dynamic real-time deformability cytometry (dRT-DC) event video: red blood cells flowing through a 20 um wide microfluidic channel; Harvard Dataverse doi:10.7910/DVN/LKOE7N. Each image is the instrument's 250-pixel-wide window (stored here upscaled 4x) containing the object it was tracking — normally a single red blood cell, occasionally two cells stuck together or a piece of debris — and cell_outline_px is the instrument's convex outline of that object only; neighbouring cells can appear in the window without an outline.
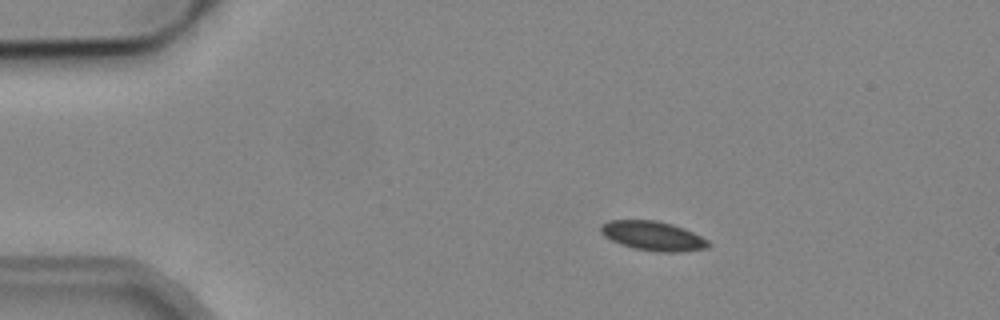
{"species": "common noctule bat (a hibernating species)", "species_latin": "Nyctalus noctula", "temperature_condition": "cold", "stored_images_in_passage": 10, "camera_frame_rate_fps": 3000, "um_per_image_px": 0.085, "animal": {"sex": "male", "body_mass_g": 19.2, "forearm_length_mm": 51.8}, "frame": {"image": 1, "passage_image": 2, "time_ms": 1.0, "image_size_px": [1000, 320], "cell_outline_px": [[712, 244], [708, 248], [680, 252], [656, 252], [632, 248], [620, 244], [604, 236], [600, 232], [600, 224], [608, 220], [656, 220], [672, 224], [684, 228], [708, 240]], "centroid_in_image_um": [55.49, 20.05], "position_along_channel_um": 29.5, "area_um2": 18.61}}
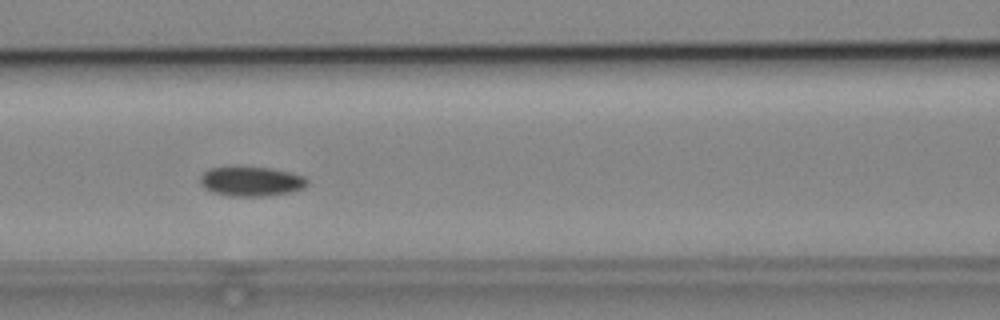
{"frame": {"image": 2, "passage_image": 6, "time_ms": 5.667, "image_size_px": [1000, 320], "cell_outline_px": [[308, 184], [304, 188], [288, 192], [268, 196], [228, 196], [212, 192], [204, 188], [200, 184], [200, 176], [208, 168], [228, 164], [236, 164], [272, 168], [292, 172], [304, 176], [308, 180]], "centroid_in_image_um": [21.3, 15.36], "position_along_channel_um": 145.3, "area_um2": 19.42}}
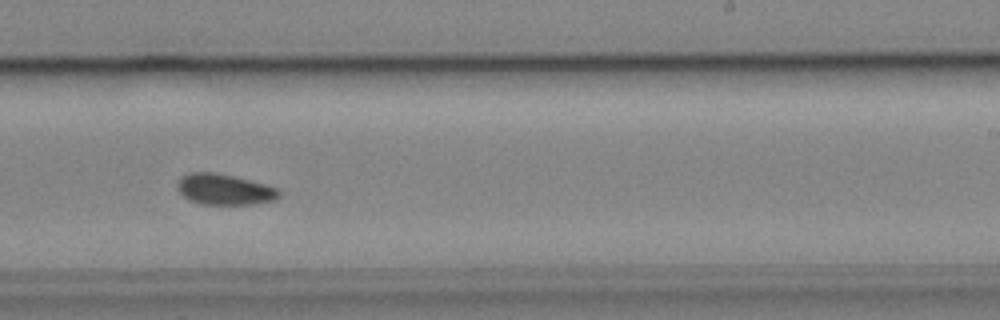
{"frame": {"image": 3, "passage_image": 9, "time_ms": 9.0, "image_size_px": [1000, 320], "cell_outline_px": [[280, 196], [272, 200], [252, 204], [200, 204], [188, 200], [176, 188], [176, 184], [188, 172], [216, 172], [264, 184], [276, 188], [280, 192]], "centroid_in_image_um": [19.03, 16.1], "position_along_channel_um": 270.0, "area_um2": 18.03}}